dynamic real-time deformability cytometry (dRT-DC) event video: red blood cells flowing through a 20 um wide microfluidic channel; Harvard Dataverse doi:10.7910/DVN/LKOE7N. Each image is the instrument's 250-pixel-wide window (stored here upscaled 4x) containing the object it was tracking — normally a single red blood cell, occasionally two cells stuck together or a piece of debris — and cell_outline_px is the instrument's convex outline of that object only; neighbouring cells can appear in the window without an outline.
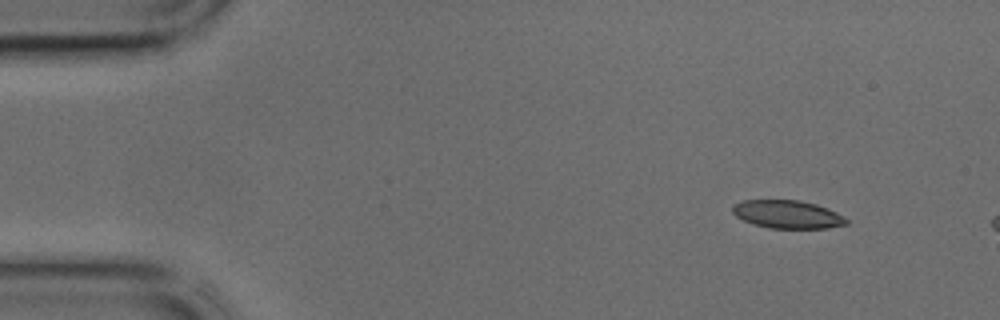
{"species": "common noctule bat (a hibernating species)", "species_latin": "Nyctalus noctula", "temperature_condition": "cold", "stored_images_in_passage": 6, "camera_frame_rate_fps": 3000, "um_per_image_px": 0.085, "animal": {"sex": "male", "body_mass_g": 17.9, "forearm_length_mm": 54.2}, "frame": {"image": 1, "passage_image": 1, "time_ms": 0.0, "image_size_px": [1000, 320], "cell_outline_px": [[848, 224], [828, 228], [768, 228], [752, 224], [736, 216], [732, 212], [732, 204], [744, 200], [800, 200], [816, 204], [828, 208], [836, 212], [848, 220]], "centroid_in_image_um": [66.92, 18.22], "position_along_channel_um": 18.1, "area_um2": 18.73}}